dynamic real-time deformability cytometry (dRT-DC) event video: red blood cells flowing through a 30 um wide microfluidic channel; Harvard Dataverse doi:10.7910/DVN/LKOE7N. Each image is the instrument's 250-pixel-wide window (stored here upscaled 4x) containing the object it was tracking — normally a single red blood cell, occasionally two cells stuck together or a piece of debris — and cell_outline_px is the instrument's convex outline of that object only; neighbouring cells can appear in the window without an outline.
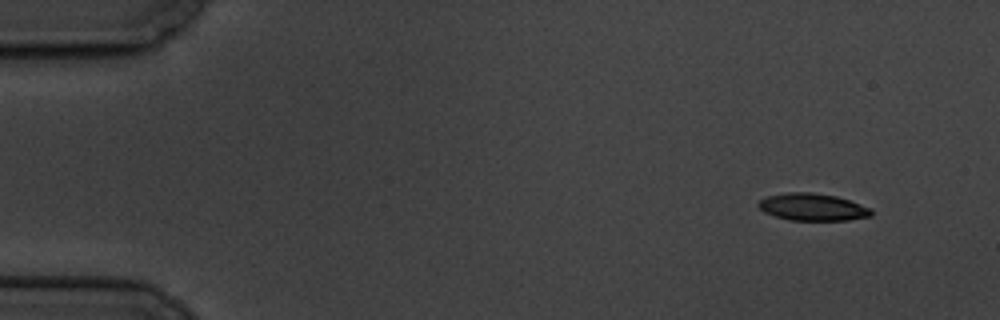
{"species": "common noctule bat (a hibernating species)", "species_latin": "Nyctalus noctula", "temperature_condition": "cold", "stored_images_in_passage": 6, "camera_frame_rate_fps": 3000, "um_per_image_px": 0.085, "animal": {"sex": "male", "body_mass_g": 19.5, "forearm_length_mm": 54.6}, "frame": {"image": 1, "passage_image": 1, "time_ms": 0.0, "image_size_px": [1000, 320], "cell_outline_px": [[872, 216], [848, 220], [788, 220], [764, 212], [756, 204], [760, 200], [768, 196], [784, 192], [812, 192], [836, 196], [872, 208]], "centroid_in_image_um": [69.07, 17.59], "position_along_channel_um": 15.9, "area_um2": 17.92}}
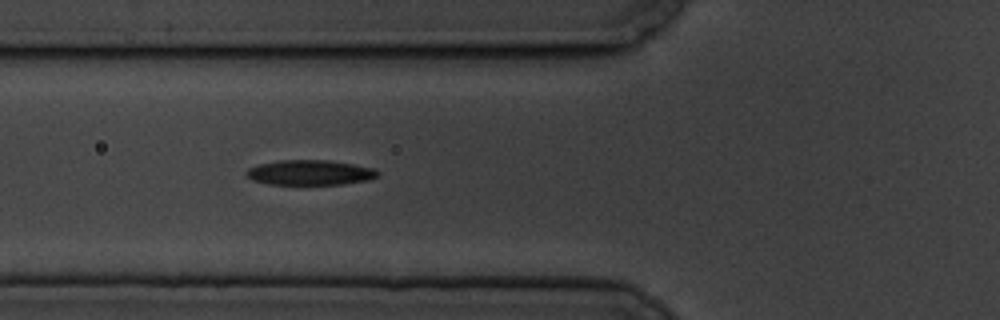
{"frame": {"image": 2, "passage_image": 6, "time_ms": 5.667, "image_size_px": [1000, 320], "cell_outline_px": [[380, 172], [376, 176], [368, 180], [344, 184], [268, 184], [252, 180], [244, 176], [244, 172], [248, 168], [256, 164], [280, 160], [328, 160], [376, 168]], "centroid_in_image_um": [26.3, 14.66], "position_along_channel_um": 99.5, "area_um2": 19.36}}